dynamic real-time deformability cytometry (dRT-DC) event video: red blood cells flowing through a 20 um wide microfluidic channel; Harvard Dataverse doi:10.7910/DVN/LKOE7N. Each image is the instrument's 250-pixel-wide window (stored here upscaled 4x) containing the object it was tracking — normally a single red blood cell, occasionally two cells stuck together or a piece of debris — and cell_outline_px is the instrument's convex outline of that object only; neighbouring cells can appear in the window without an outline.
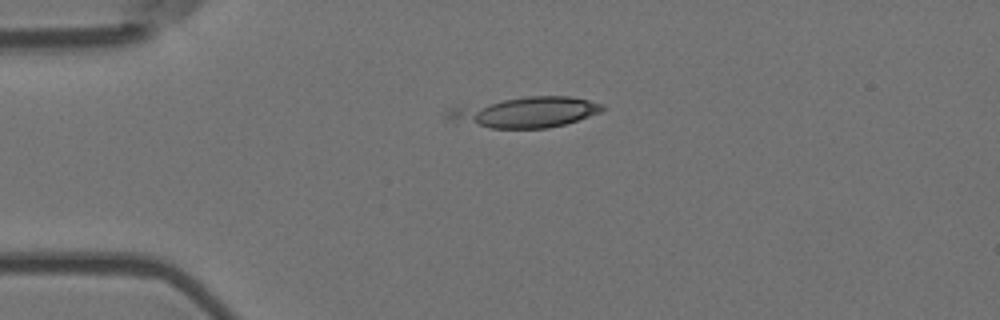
{"species": "Egyptian fruit bat (a non-hibernating species)", "species_latin": "Rousettus aegyptiacus", "temperature_condition": "room temperature", "stored_images_in_passage": 6, "camera_frame_rate_fps": 3000, "um_per_image_px": 0.085, "animal": {"sex": "female"}, "frame": {"image": 1, "passage_image": 6, "time_ms": 1.667, "image_size_px": [1000, 320], "cell_outline_px": [[604, 108], [600, 112], [564, 124], [548, 128], [492, 128], [448, 120], [444, 116], [444, 112], [448, 108], [528, 96], [568, 96], [588, 100], [604, 104]], "centroid_in_image_um": [44.63, 9.53], "position_along_channel_um": 40.4, "area_um2": 27.22}}